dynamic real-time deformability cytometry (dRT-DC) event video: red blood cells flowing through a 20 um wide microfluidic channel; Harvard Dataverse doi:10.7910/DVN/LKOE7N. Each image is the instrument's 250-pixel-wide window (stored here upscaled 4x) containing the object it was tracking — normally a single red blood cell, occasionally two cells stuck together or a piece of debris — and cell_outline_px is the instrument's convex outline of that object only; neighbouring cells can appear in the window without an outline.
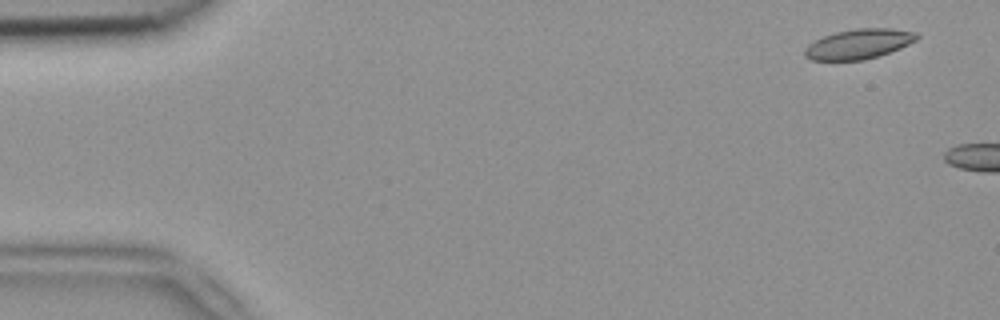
{"species": "common noctule bat (a hibernating species)", "species_latin": "Nyctalus noctula", "temperature_condition": "room temperature", "stored_images_in_passage": 3, "segment_of_instrument_passage": [2, 2], "camera_frame_rate_fps": 3000, "um_per_image_px": 0.085, "animal": {"sex": "female", "body_mass_g": 18.4}, "frame": {"image": 1, "passage_image": 3, "time_ms": 0.667, "image_size_px": [1000, 320], "cell_outline_px": [[920, 36], [916, 40], [900, 48], [880, 56], [864, 60], [812, 60], [804, 56], [804, 48], [808, 44], [824, 36], [836, 32], [856, 28], [888, 28], [916, 32]], "centroid_in_image_um": [72.99, 3.74], "position_along_channel_um": 12.0, "area_um2": 19.54}}